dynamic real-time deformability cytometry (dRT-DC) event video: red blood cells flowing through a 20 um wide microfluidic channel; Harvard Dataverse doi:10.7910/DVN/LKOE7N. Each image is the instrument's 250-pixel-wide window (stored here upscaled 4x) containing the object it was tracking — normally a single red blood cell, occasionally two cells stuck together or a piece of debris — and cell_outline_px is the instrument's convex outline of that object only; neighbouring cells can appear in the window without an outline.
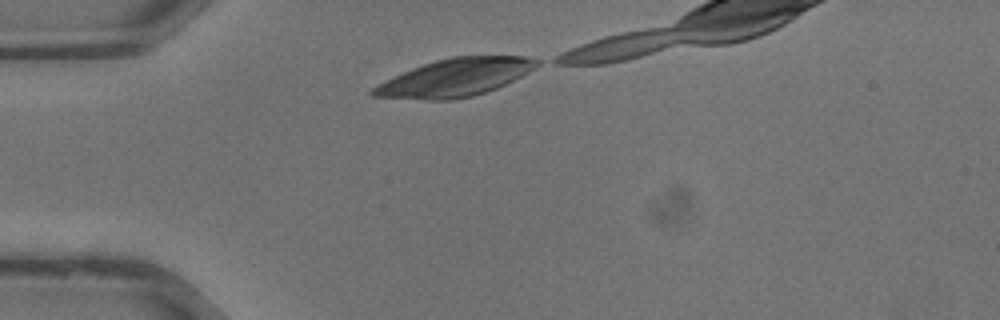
{"species": "common noctule bat (a hibernating species)", "species_latin": "Nyctalus noctula", "temperature_condition": "warm", "stored_images_in_passage": 6, "camera_frame_rate_fps": 3000, "um_per_image_px": 0.085, "animal": {"sex": "male", "body_mass_g": 13.3}, "frame": {"image": 1, "passage_image": 1, "time_ms": 0.0, "image_size_px": [1000, 320], "cell_outline_px": [[540, 64], [528, 72], [496, 88], [472, 96], [452, 100], [428, 100], [372, 96], [368, 92], [372, 88], [412, 68], [436, 60], [452, 56], [528, 56], [540, 60]], "centroid_in_image_um": [38.7, 6.59], "position_along_channel_um": 46.3, "area_um2": 35.49}}